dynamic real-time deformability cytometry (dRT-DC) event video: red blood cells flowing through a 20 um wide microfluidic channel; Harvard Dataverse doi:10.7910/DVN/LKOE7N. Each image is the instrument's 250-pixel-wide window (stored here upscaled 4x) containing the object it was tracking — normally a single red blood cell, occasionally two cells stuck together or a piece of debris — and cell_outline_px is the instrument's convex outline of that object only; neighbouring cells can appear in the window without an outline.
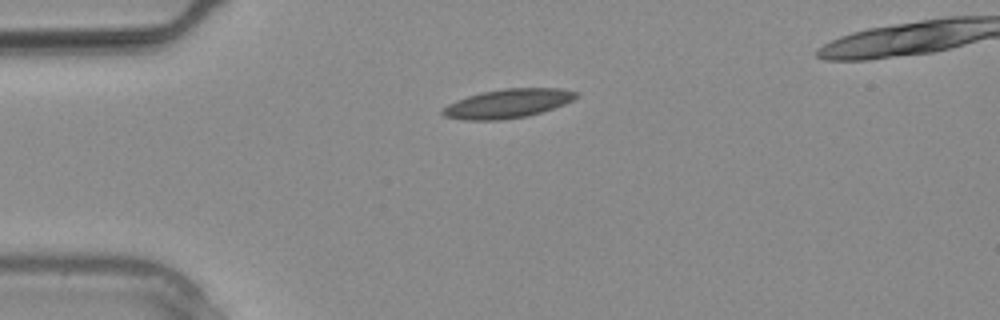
{"species": "common noctule bat (a hibernating species)", "species_latin": "Nyctalus noctula", "temperature_condition": "warm", "stored_images_in_passage": 2, "camera_frame_rate_fps": 3000, "um_per_image_px": 0.085, "animal": {"sex": "male", "body_mass_g": 20.4}, "frame": {"image": 1, "passage_image": 2, "time_ms": 0.333, "image_size_px": [1000, 320], "cell_outline_px": [[580, 96], [564, 104], [528, 116], [500, 120], [468, 120], [444, 116], [440, 112], [448, 104], [456, 100], [480, 92], [504, 88], [560, 88], [580, 92]], "centroid_in_image_um": [43.18, 8.79], "position_along_channel_um": 41.8, "area_um2": 22.54}}